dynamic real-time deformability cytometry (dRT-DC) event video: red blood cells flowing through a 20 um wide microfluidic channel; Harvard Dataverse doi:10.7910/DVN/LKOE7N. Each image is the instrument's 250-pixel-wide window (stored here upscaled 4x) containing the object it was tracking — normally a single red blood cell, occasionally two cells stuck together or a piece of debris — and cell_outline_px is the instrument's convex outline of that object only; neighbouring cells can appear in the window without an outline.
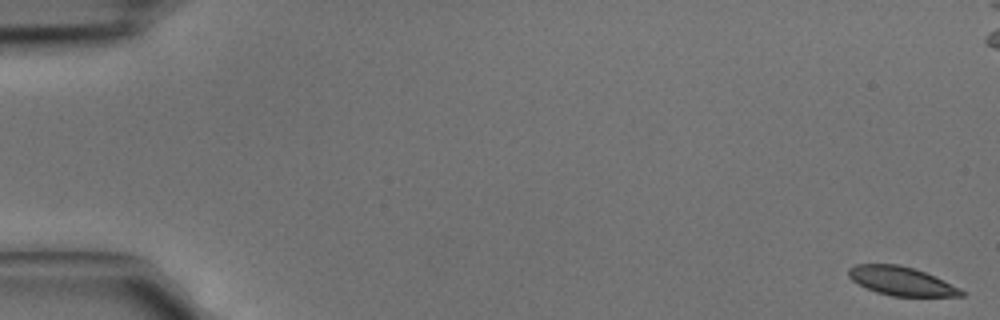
{"species": "common noctule bat (a hibernating species)", "species_latin": "Nyctalus noctula", "temperature_condition": "cold", "stored_images_in_passage": 7, "camera_frame_rate_fps": 3000, "um_per_image_px": 0.085, "animal": {"sex": "male", "body_mass_g": 15.6}, "frame": {"image": 1, "passage_image": 1, "time_ms": 0.0, "image_size_px": [1000, 320], "cell_outline_px": [[964, 296], [892, 296], [876, 292], [852, 280], [848, 276], [848, 268], [856, 264], [896, 264], [912, 268], [924, 272], [960, 288], [964, 292]], "centroid_in_image_um": [76.58, 23.89], "position_along_channel_um": 8.4, "area_um2": 18.55}}